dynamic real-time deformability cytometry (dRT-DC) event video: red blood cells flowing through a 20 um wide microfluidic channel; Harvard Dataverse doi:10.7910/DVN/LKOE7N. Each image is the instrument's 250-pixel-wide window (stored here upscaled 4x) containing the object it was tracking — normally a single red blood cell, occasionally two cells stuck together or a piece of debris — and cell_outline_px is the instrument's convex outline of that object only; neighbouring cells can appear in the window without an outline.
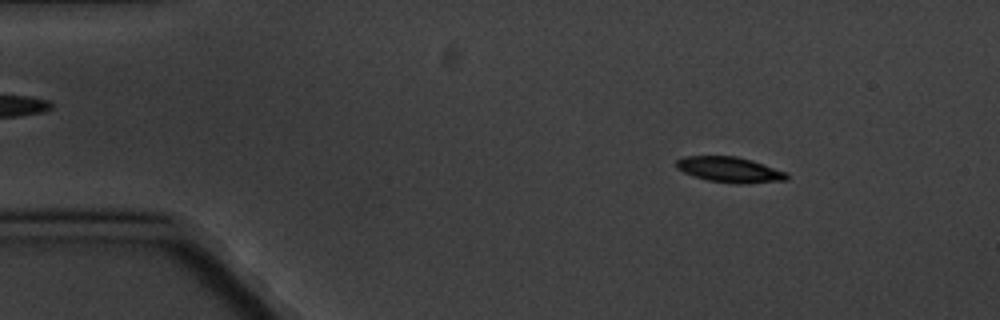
{"species": "common noctule bat (a hibernating species)", "species_latin": "Nyctalus noctula", "temperature_condition": "cold", "stored_images_in_passage": 5, "camera_frame_rate_fps": 3000, "um_per_image_px": 0.085, "animal": {"sex": "male", "body_mass_g": 20.1, "forearm_length_mm": 53.5}, "frame": {"image": 1, "passage_image": 3, "time_ms": 2.333, "image_size_px": [1000, 320], "cell_outline_px": [[788, 180], [740, 184], [708, 180], [684, 172], [676, 168], [676, 160], [684, 156], [736, 156], [752, 160], [788, 172]], "centroid_in_image_um": [62.05, 14.41], "position_along_channel_um": 22.9, "area_um2": 16.36}}
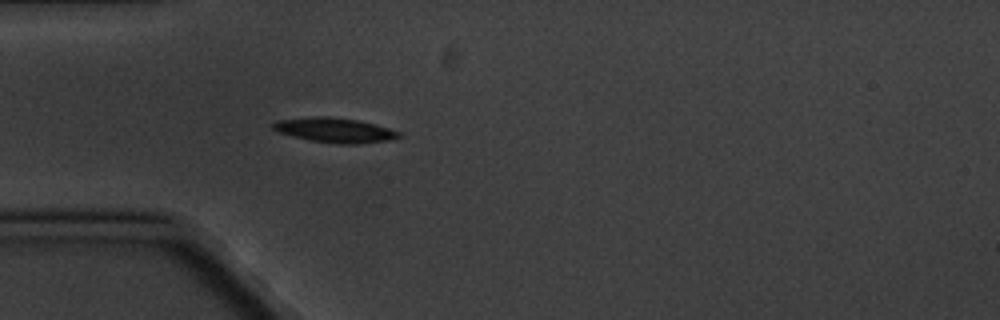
{"frame": {"image": 2, "passage_image": 5, "time_ms": 5.333, "image_size_px": [1000, 320], "cell_outline_px": [[404, 136], [388, 140], [356, 144], [336, 144], [308, 140], [276, 132], [272, 128], [272, 124], [276, 120], [316, 116], [328, 116], [356, 120], [376, 124], [400, 132]], "centroid_in_image_um": [28.43, 11.07], "position_along_channel_um": 56.6, "area_um2": 18.26}}